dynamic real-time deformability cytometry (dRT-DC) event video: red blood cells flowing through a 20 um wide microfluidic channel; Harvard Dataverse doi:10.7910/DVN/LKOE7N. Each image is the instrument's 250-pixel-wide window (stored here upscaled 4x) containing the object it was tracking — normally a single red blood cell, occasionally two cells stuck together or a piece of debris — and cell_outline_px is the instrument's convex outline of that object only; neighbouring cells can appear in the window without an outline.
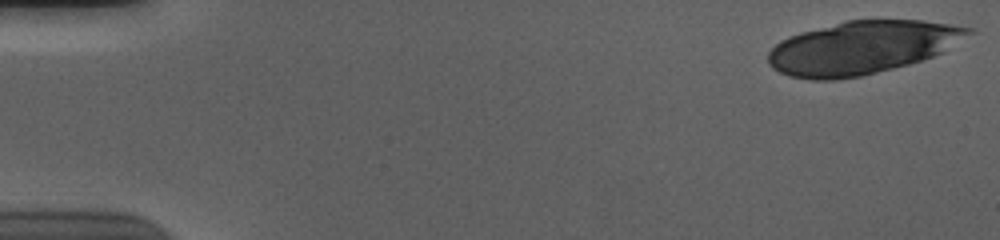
{"species": "human", "species_latin": "Homo sapiens", "temperature_condition": "cold", "stored_images_in_passage": 20, "camera_frame_rate_fps": 3000, "um_per_image_px": 0.085, "donor": {"sex": "male"}, "frame": {"image": 1, "passage_image": 1, "time_ms": 0.0, "image_size_px": [1000, 240], "cell_outline_px": [[976, 32], [944, 52], [908, 64], [860, 76], [836, 80], [812, 80], [788, 76], [772, 68], [768, 64], [768, 52], [780, 40], [788, 36], [800, 32], [848, 20], [924, 20], [976, 28]], "centroid_in_image_um": [73.29, 4.04], "position_along_channel_um": 11.7, "area_um2": 62.08}}